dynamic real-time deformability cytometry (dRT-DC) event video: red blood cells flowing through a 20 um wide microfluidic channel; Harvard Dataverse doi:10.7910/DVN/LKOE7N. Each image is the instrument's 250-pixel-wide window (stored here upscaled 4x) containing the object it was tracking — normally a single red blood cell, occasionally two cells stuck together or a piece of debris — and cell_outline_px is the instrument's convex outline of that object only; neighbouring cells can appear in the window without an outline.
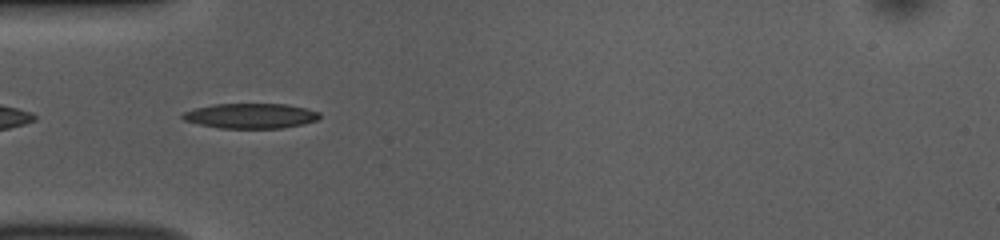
{"species": "common noctule bat (a hibernating species)", "species_latin": "Nyctalus noctula", "temperature_condition": "room temperature", "stored_images_in_passage": 38, "camera_frame_rate_fps": 3000, "um_per_image_px": 0.085, "animal": {"sex": "female", "body_mass_g": 10.0, "forearm_length_mm": 53.1}, "frame": {"image": 1, "passage_image": 2, "time_ms": 0.333, "image_size_px": [1000, 240], "cell_outline_px": [[320, 116], [316, 120], [304, 124], [280, 128], [220, 128], [200, 124], [184, 120], [180, 116], [184, 112], [196, 108], [216, 104], [284, 104], [304, 108], [320, 112]], "centroid_in_image_um": [21.31, 9.85], "position_along_channel_um": 63.7, "area_um2": 19.77}}
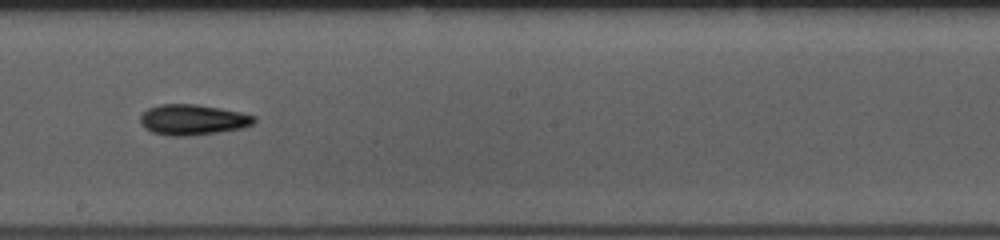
{"frame": {"image": 2, "passage_image": 15, "time_ms": 4.667, "image_size_px": [1000, 240], "cell_outline_px": [[256, 120], [252, 124], [244, 128], [188, 136], [168, 136], [152, 132], [144, 128], [140, 124], [140, 116], [148, 108], [160, 104], [196, 104], [220, 108], [240, 112], [256, 116]], "centroid_in_image_um": [16.36, 10.18], "position_along_channel_um": 231.8, "area_um2": 20.35}}
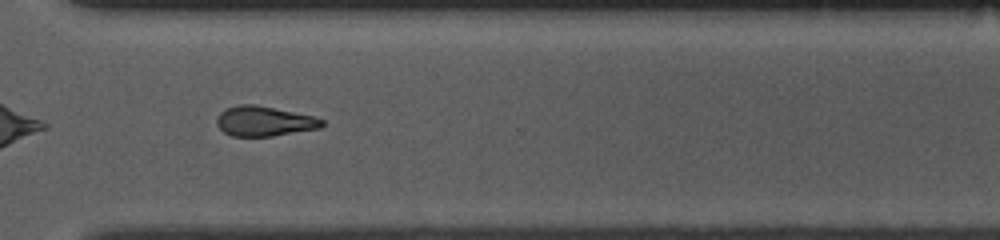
{"frame": {"image": 3, "passage_image": 24, "time_ms": 7.667, "image_size_px": [1000, 240], "cell_outline_px": [[324, 124], [320, 128], [272, 136], [232, 136], [224, 132], [216, 124], [216, 120], [220, 112], [224, 108], [240, 104], [252, 104], [312, 116], [324, 120]], "centroid_in_image_um": [22.42, 10.3], "position_along_channel_um": 348.2, "area_um2": 18.15}, "authors_computed_cell_mechanics": {"area_um2": 19.2185, "velocity_mm_per_s": 3.8883, "shape_relaxation_time_tau1_ms": 3.4191, "shape_relaxation_time_tau2_ms": 7.0938, "deformation_change_tau1": 0.135, "deformation_change_tau2": 0.1822}}